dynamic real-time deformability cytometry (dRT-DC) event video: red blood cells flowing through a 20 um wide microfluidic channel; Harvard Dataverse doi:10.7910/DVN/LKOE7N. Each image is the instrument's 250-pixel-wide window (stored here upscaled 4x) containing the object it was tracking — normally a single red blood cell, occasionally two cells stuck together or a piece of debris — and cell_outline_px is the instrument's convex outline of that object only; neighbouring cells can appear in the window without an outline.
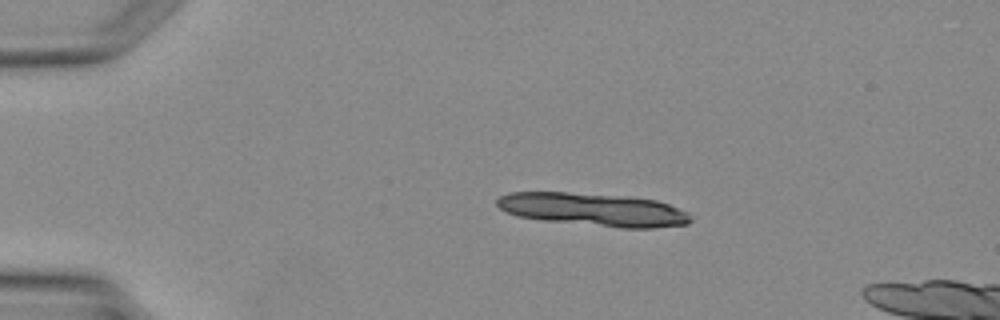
{"species": "Egyptian fruit bat (a non-hibernating species)", "species_latin": "Rousettus aegyptiacus", "temperature_condition": "warm", "stored_images_in_passage": 4, "camera_frame_rate_fps": 3000, "um_per_image_px": 0.085, "animal": {"sex": "female"}, "frame": {"image": 1, "passage_image": 2, "time_ms": 1.0, "image_size_px": [1000, 320], "cell_outline_px": [[692, 220], [688, 224], [652, 228], [620, 228], [544, 220], [516, 216], [500, 208], [496, 204], [496, 200], [500, 196], [508, 192], [568, 192], [628, 196], [656, 200], [668, 204], [688, 212]], "centroid_in_image_um": [50.45, 17.81], "position_along_channel_um": 34.6, "area_um2": 37.34}}